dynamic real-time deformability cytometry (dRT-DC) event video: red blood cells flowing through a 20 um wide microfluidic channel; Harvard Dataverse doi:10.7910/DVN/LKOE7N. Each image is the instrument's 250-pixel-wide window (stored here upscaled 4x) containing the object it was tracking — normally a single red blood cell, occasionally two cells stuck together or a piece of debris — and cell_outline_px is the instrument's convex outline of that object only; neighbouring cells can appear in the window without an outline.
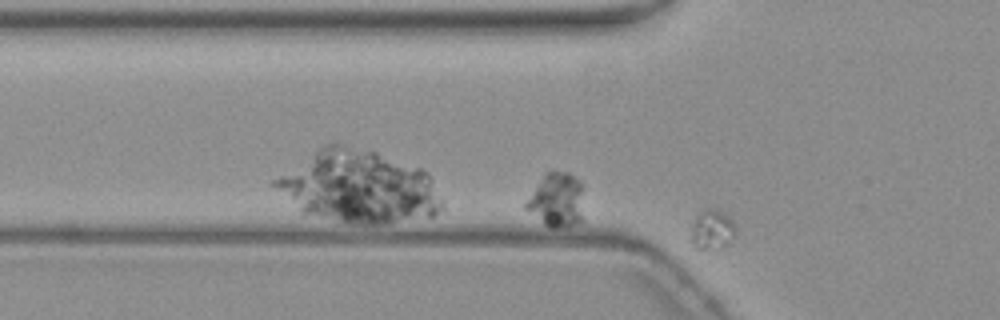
{"species": "common noctule bat (a hibernating species)", "species_latin": "Nyctalus noctula", "temperature_condition": "warm", "stored_images_in_passage": 2, "camera_frame_rate_fps": 3000, "um_per_image_px": 0.085, "animal": {"sex": "female", "body_mass_g": 19.3, "forearm_length_mm": 54.1}, "frame": {"image": 1, "passage_image": 2, "time_ms": 1.333, "image_size_px": [1000, 320], "cell_outline_px": [[736, 236], [724, 248], [692, 248], [688, 240], [688, 236], [692, 220], [696, 212], [704, 208], [716, 208], [724, 212], [736, 224]], "centroid_in_image_um": [60.47, 19.5], "position_along_channel_um": 65.3, "area_um2": 11.33}}